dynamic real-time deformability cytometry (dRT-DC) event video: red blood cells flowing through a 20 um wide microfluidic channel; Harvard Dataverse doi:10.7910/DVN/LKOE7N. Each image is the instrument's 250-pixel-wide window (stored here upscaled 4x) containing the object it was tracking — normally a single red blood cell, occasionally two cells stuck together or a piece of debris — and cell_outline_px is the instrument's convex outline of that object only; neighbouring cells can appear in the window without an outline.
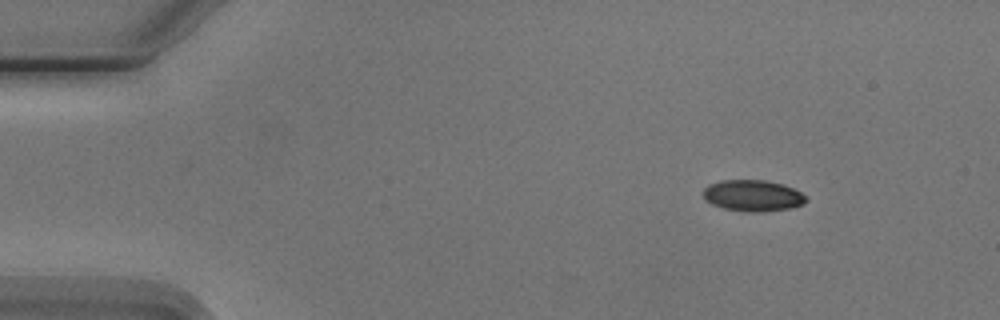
{"species": "Egyptian fruit bat (a non-hibernating species)", "species_latin": "Rousettus aegyptiacus", "temperature_condition": "cold", "stored_images_in_passage": 8, "camera_frame_rate_fps": 3000, "um_per_image_px": 0.085, "animal": {"sex": "male"}, "frame": {"image": 1, "passage_image": 1, "time_ms": 0.0, "image_size_px": [1000, 320], "cell_outline_px": [[808, 200], [804, 204], [792, 208], [764, 212], [752, 212], [724, 208], [712, 204], [704, 200], [704, 188], [708, 184], [720, 180], [764, 180], [780, 184], [792, 188], [800, 192]], "centroid_in_image_um": [63.98, 16.63], "position_along_channel_um": 21.0, "area_um2": 18.73}}
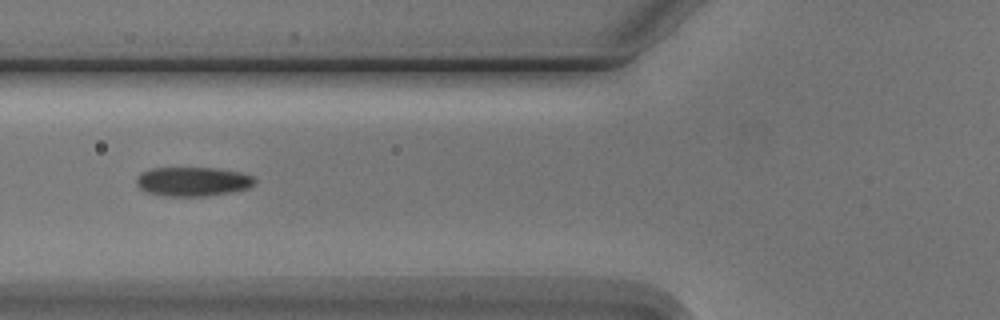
{"frame": {"image": 2, "passage_image": 5, "time_ms": 4.667, "image_size_px": [1000, 320], "cell_outline_px": [[256, 180], [248, 188], [232, 192], [204, 196], [164, 196], [144, 192], [136, 184], [136, 176], [140, 172], [152, 168], [216, 168], [240, 172], [252, 176]], "centroid_in_image_um": [16.33, 15.43], "position_along_channel_um": 109.5, "area_um2": 20.23}}
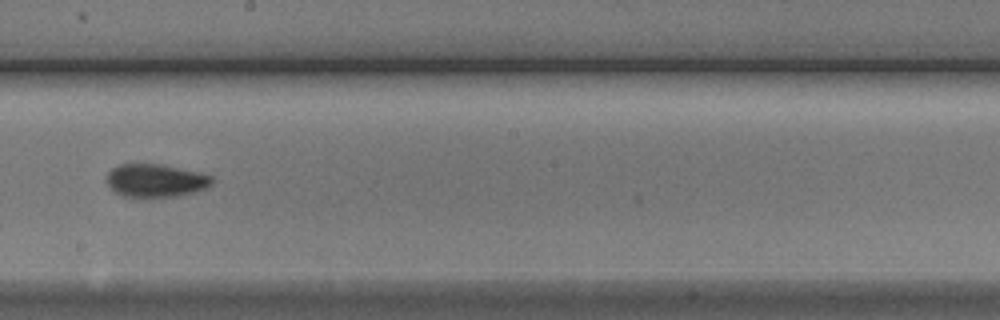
{"frame": {"image": 3, "passage_image": 8, "time_ms": 8.0, "image_size_px": [1000, 320], "cell_outline_px": [[212, 184], [208, 188], [196, 192], [180, 196], [124, 196], [116, 192], [108, 184], [108, 172], [112, 168], [120, 164], [160, 164], [200, 172], [212, 176]], "centroid_in_image_um": [13.29, 15.34], "position_along_channel_um": 234.9, "area_um2": 20.11}}